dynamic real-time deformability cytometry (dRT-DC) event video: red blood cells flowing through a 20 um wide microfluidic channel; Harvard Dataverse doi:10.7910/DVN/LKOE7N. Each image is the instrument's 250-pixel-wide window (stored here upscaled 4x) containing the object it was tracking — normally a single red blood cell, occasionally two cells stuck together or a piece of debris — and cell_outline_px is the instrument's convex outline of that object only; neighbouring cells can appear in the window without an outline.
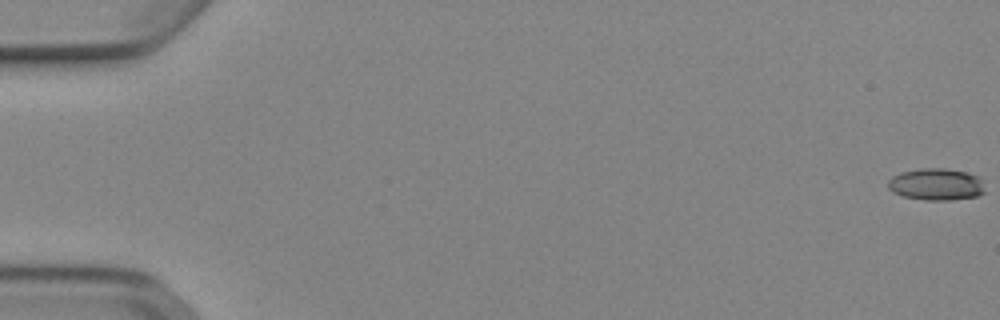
{"species": "Egyptian fruit bat (a non-hibernating species)", "species_latin": "Rousettus aegyptiacus", "temperature_condition": "cold", "stored_images_in_passage": 54, "camera_frame_rate_fps": 3000, "um_per_image_px": 0.085, "animal": {"sex": "female"}, "frame": {"image": 1, "passage_image": 1, "time_ms": 0.0, "image_size_px": [1000, 320], "cell_outline_px": [[984, 192], [976, 196], [948, 200], [924, 200], [904, 196], [892, 192], [888, 188], [888, 180], [892, 176], [900, 172], [920, 168], [944, 168], [968, 172], [976, 176], [980, 180]], "centroid_in_image_um": [79.52, 15.66], "position_along_channel_um": 5.5, "area_um2": 17.92}}
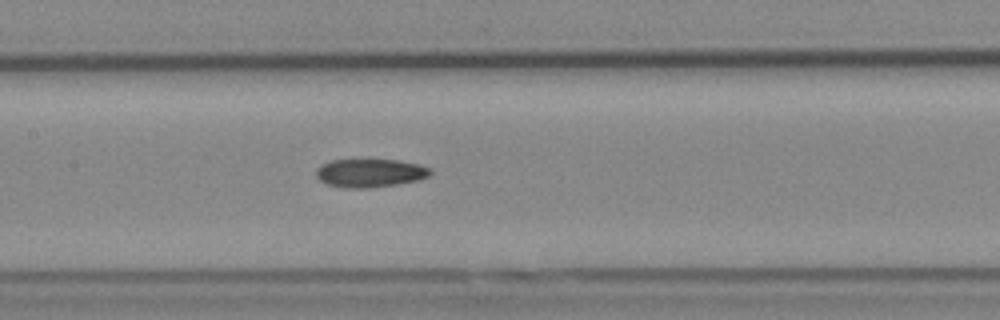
{"frame": {"image": 2, "passage_image": 27, "time_ms": 8.667, "image_size_px": [1000, 320], "cell_outline_px": [[432, 172], [428, 176], [420, 180], [396, 184], [368, 188], [348, 188], [328, 184], [320, 180], [316, 176], [316, 168], [320, 164], [332, 160], [400, 160], [432, 168]], "centroid_in_image_um": [31.46, 14.7], "position_along_channel_um": 175.9, "area_um2": 18.84}}
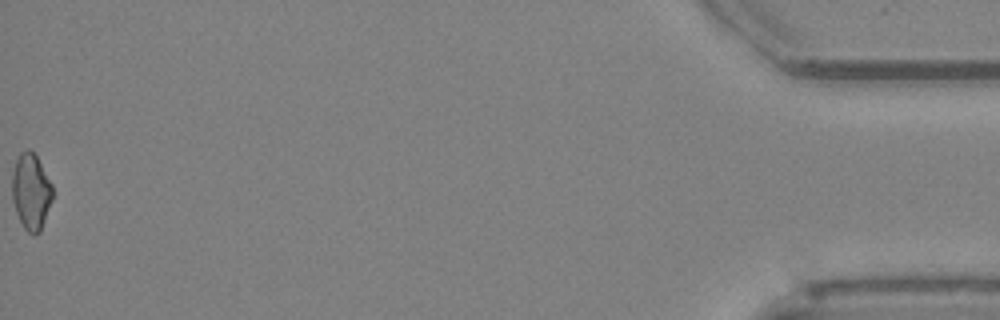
{"frame": {"image": 3, "passage_image": 54, "time_ms": 17.667, "image_size_px": [1000, 320], "cell_outline_px": [[52, 200], [40, 232], [36, 236], [32, 236], [24, 228], [16, 212], [12, 200], [12, 172], [16, 160], [20, 152], [28, 148], [36, 156], [52, 184]], "centroid_in_image_um": [2.63, 16.31], "position_along_channel_um": 432.6, "area_um2": 17.98}, "authors_computed_cell_mechanics": {"area_um2": 18.5538, "velocity_mm_per_s": 3.9104, "shape_relaxation_time_tau1_ms": null, "shape_relaxation_time_tau2_ms": 6.2907, "deformation_change_tau1": null, "deformation_change_tau2": 0.151}}